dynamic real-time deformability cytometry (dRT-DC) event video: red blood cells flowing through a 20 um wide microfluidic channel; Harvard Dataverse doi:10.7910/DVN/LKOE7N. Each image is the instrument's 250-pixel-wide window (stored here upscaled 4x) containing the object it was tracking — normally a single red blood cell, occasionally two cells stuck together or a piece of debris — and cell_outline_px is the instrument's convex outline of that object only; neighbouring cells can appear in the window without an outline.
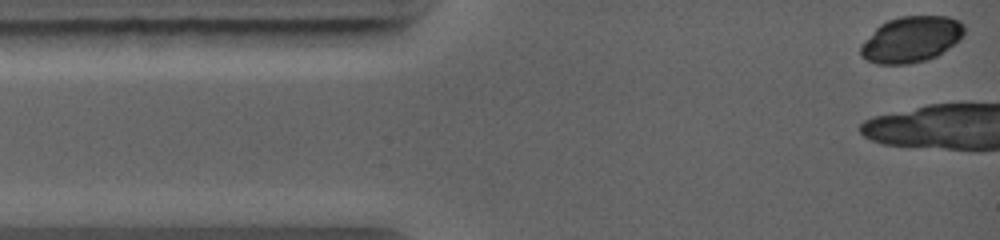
{"species": "common noctule bat (a hibernating species)", "species_latin": "Nyctalus noctula", "temperature_condition": "warm", "stored_images_in_passage": 7, "camera_frame_rate_fps": 5000, "um_per_image_px": 0.085, "animal": {"sex": "female", "body_mass_g": 19.0, "forearm_length_mm": 56.7}, "frame": {"image": 1, "passage_image": 1, "time_ms": 0.0, "image_size_px": [1000, 240], "cell_outline_px": [[964, 32], [960, 40], [936, 56], [928, 60], [908, 64], [876, 64], [860, 56], [860, 44], [880, 24], [888, 20], [900, 16], [948, 16], [964, 24]], "centroid_in_image_um": [77.43, 3.35], "position_along_channel_um": 7.6, "area_um2": 27.8}}